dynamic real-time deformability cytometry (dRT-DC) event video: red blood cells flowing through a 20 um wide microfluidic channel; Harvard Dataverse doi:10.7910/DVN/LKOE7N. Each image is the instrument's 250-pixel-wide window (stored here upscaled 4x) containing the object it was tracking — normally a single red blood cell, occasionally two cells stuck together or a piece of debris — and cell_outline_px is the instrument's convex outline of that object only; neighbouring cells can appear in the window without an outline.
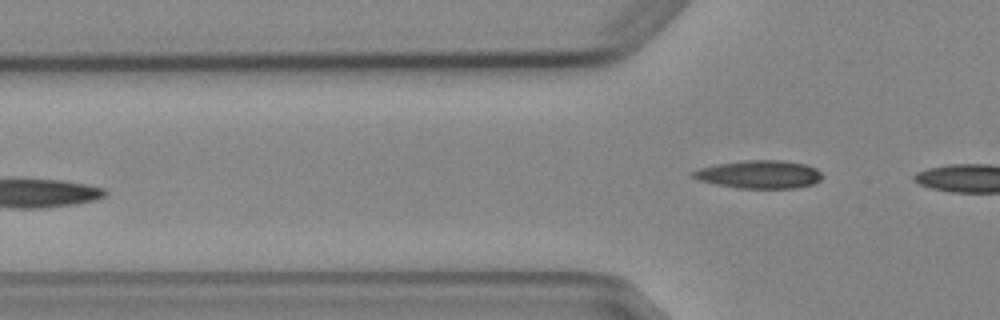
{"species": "Egyptian fruit bat (a non-hibernating species)", "species_latin": "Rousettus aegyptiacus", "temperature_condition": "cold", "stored_images_in_passage": 4, "camera_frame_rate_fps": 3000, "um_per_image_px": 0.085, "animal": {"sex": "female"}, "frame": {"image": 1, "passage_image": 4, "time_ms": 3.667, "image_size_px": [1000, 320], "cell_outline_px": [[824, 176], [820, 180], [812, 184], [796, 188], [740, 188], [716, 184], [700, 180], [692, 176], [688, 172], [700, 168], [716, 164], [744, 160], [780, 160], [804, 164], [816, 168]], "centroid_in_image_um": [64.53, 14.82], "position_along_channel_um": 61.3, "area_um2": 21.1}}